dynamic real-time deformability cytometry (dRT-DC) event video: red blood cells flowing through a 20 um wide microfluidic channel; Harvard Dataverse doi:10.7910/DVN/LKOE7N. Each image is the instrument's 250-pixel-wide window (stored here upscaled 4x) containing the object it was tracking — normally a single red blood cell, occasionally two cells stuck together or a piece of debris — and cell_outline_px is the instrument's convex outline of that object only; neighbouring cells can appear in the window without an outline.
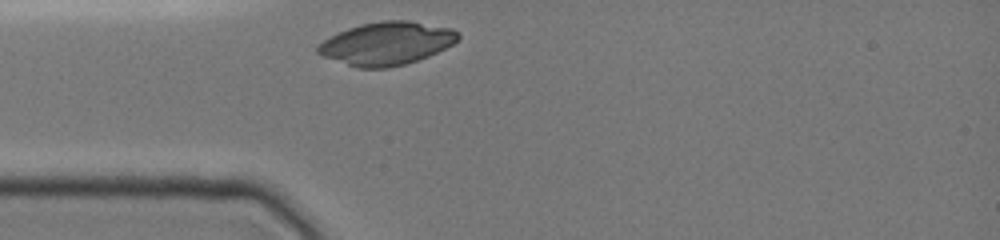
{"species": "common noctule bat (a hibernating species)", "species_latin": "Nyctalus noctula", "temperature_condition": "cold", "stored_images_in_passage": 32, "camera_frame_rate_fps": 3000, "um_per_image_px": 0.085, "animal": {"sex": "female", "body_mass_g": 19.0, "forearm_length_mm": 51.5}, "frame": {"image": 1, "passage_image": 1, "time_ms": 0.0, "image_size_px": [1000, 240], "cell_outline_px": [[460, 36], [452, 44], [428, 56], [404, 64], [388, 68], [356, 68], [324, 56], [316, 52], [316, 44], [348, 28], [360, 24], [380, 20], [408, 20], [452, 28], [460, 32]], "centroid_in_image_um": [32.85, 3.68], "position_along_channel_um": 52.1, "area_um2": 35.03}}
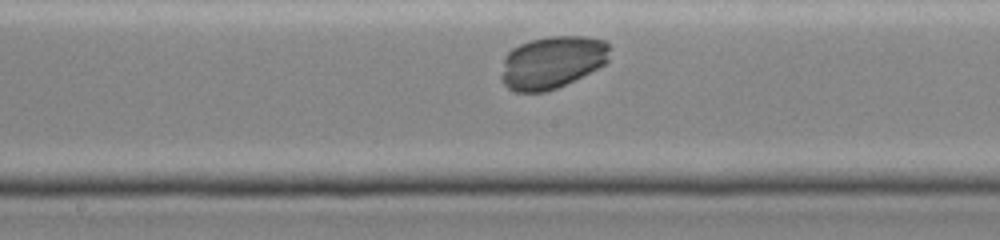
{"frame": {"image": 2, "passage_image": 16, "time_ms": 4.0, "image_size_px": [1000, 240], "cell_outline_px": [[608, 60], [604, 64], [556, 88], [544, 92], [516, 92], [508, 88], [500, 80], [500, 76], [504, 56], [512, 48], [520, 44], [532, 40], [548, 36], [584, 36], [604, 40], [608, 44]], "centroid_in_image_um": [46.87, 5.29], "position_along_channel_um": 201.3, "area_um2": 32.95}}
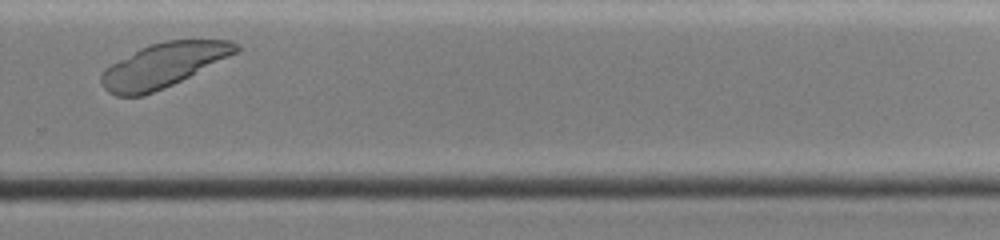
{"frame": {"image": 3, "passage_image": 28, "time_ms": 7.0, "image_size_px": [1000, 240], "cell_outline_px": [[240, 48], [236, 52], [172, 84], [144, 96], [116, 96], [108, 92], [104, 88], [100, 80], [100, 76], [104, 68], [140, 48], [148, 44], [164, 40], [232, 40], [240, 44]], "centroid_in_image_um": [13.83, 5.53], "position_along_channel_um": 316.0, "area_um2": 34.22}}